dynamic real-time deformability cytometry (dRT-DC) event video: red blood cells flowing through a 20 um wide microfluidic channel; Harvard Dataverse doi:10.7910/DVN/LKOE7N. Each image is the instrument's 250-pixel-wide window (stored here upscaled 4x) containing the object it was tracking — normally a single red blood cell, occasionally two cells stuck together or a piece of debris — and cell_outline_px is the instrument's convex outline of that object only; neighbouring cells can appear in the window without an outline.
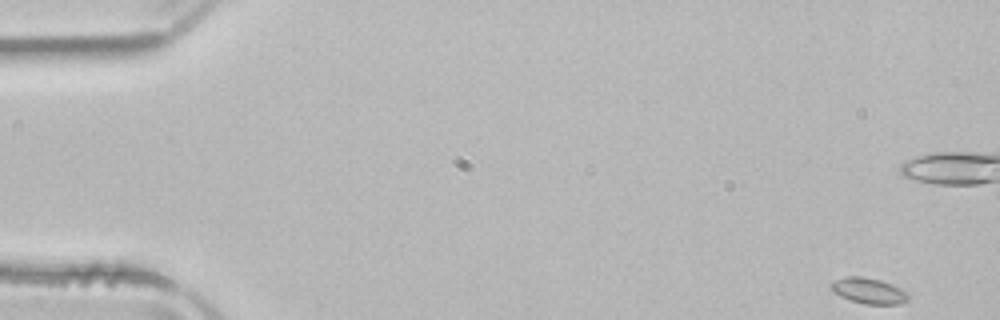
{"species": "common noctule bat (a hibernating species)", "species_latin": "Nyctalus noctula", "temperature_condition": "room temperature", "stored_images_in_passage": 52, "camera_frame_rate_fps": 3000, "um_per_image_px": 0.085, "animal": {"sex": "male", "body_mass_g": 21.5, "forearm_length_mm": 52.0}, "frame": {"image": 1, "passage_image": 1, "time_ms": 0.0, "image_size_px": [1000, 320], "cell_outline_px": [[908, 300], [900, 304], [864, 304], [840, 296], [832, 292], [828, 288], [828, 284], [844, 276], [864, 276], [880, 280], [892, 284], [900, 288], [908, 296]], "centroid_in_image_um": [73.77, 24.7], "position_along_channel_um": 11.2, "area_um2": 11.68}}